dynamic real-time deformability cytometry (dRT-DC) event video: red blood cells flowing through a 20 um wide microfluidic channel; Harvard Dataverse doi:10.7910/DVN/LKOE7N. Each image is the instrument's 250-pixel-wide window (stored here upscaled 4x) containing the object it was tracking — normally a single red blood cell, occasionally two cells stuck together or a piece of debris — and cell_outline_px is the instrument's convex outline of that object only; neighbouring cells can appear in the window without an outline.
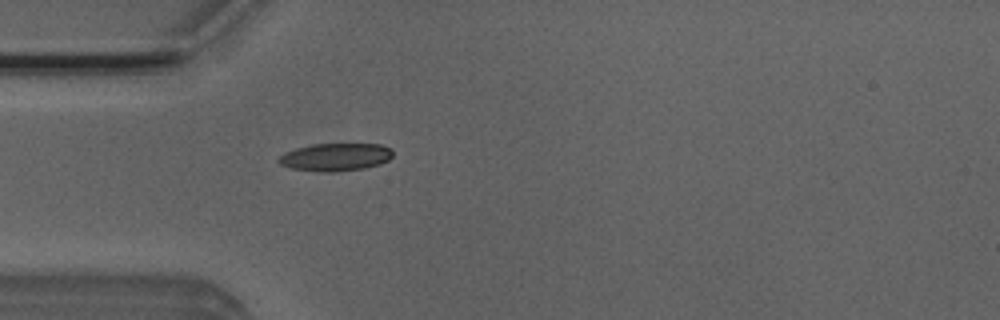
{"species": "Egyptian fruit bat (a non-hibernating species)", "species_latin": "Rousettus aegyptiacus", "temperature_condition": "room temperature", "stored_images_in_passage": 4, "camera_frame_rate_fps": 3000, "um_per_image_px": 0.085, "animal": {"sex": "male"}, "frame": {"image": 1, "passage_image": 4, "time_ms": 3.667, "image_size_px": [1000, 320], "cell_outline_px": [[392, 156], [388, 160], [380, 164], [364, 168], [332, 172], [320, 172], [292, 168], [280, 164], [276, 160], [284, 152], [296, 148], [312, 144], [380, 144], [392, 148]], "centroid_in_image_um": [28.51, 13.34], "position_along_channel_um": 56.5, "area_um2": 18.5}}